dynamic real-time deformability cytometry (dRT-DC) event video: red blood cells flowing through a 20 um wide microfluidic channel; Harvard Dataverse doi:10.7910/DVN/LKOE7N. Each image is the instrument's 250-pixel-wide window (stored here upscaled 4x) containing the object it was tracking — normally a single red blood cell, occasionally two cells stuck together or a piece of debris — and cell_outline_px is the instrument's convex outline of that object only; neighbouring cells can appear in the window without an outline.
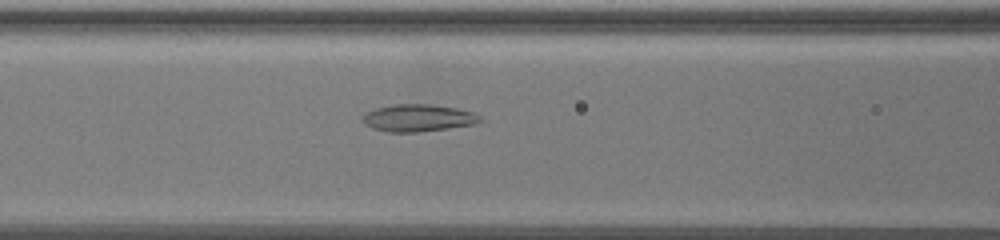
{"species": "common noctule bat (a hibernating species)", "species_latin": "Nyctalus noctula", "temperature_condition": "warm", "stored_images_in_passage": 56, "camera_frame_rate_fps": 3000, "um_per_image_px": 0.085, "animal": {"sex": "female", "body_mass_g": 19.5, "forearm_length_mm": 54.1}, "frame": {"image": 1, "passage_image": 27, "time_ms": 8.667, "image_size_px": [1000, 240], "cell_outline_px": [[480, 120], [476, 124], [448, 128], [416, 132], [388, 132], [372, 128], [364, 124], [360, 120], [364, 112], [376, 108], [392, 104], [428, 104], [456, 108], [472, 112], [480, 116]], "centroid_in_image_um": [35.46, 10.02], "position_along_channel_um": 131.1, "area_um2": 18.67}}
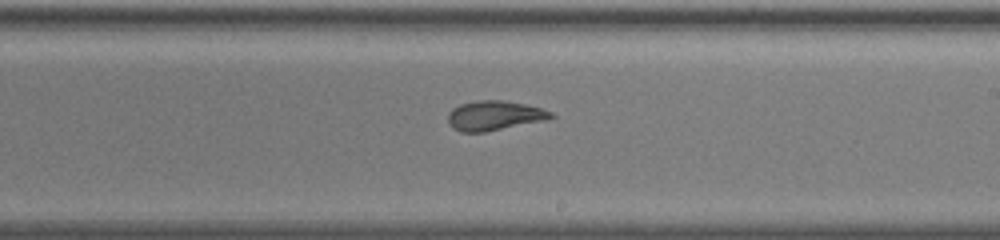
{"frame": {"image": 2, "passage_image": 37, "time_ms": 12.0, "image_size_px": [1000, 240], "cell_outline_px": [[556, 116], [544, 120], [484, 132], [460, 132], [452, 128], [448, 124], [448, 112], [452, 108], [460, 104], [476, 100], [504, 100], [524, 104], [540, 108], [552, 112]], "centroid_in_image_um": [41.97, 9.82], "position_along_channel_um": 247.0, "area_um2": 17.74}}
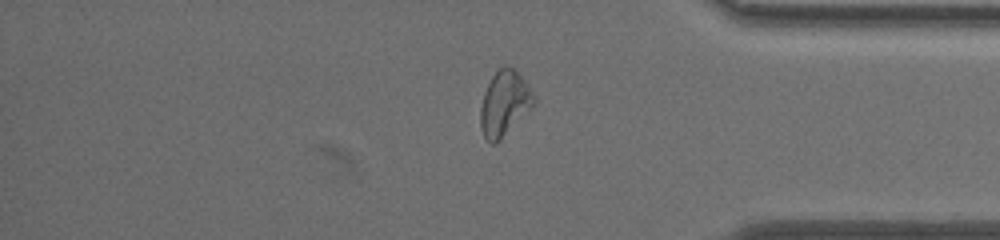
{"frame": {"image": 3, "passage_image": 51, "time_ms": 16.667, "image_size_px": [1000, 240], "cell_outline_px": [[536, 96], [532, 104], [500, 140], [496, 144], [492, 144], [484, 136], [480, 128], [480, 108], [484, 92], [492, 76], [500, 68], [512, 68], [524, 80]], "centroid_in_image_um": [42.83, 8.81], "position_along_channel_um": 392.4, "area_um2": 19.42}, "authors_computed_cell_mechanics": {"area_um2": 19.7387, "velocity_mm_per_s": 3.1668, "shape_relaxation_time_tau1_ms": 5.8467, "shape_relaxation_time_tau2_ms": 1.0716, "deformation_change_tau1": 0.1676, "deformation_change_tau2": 0.091}}